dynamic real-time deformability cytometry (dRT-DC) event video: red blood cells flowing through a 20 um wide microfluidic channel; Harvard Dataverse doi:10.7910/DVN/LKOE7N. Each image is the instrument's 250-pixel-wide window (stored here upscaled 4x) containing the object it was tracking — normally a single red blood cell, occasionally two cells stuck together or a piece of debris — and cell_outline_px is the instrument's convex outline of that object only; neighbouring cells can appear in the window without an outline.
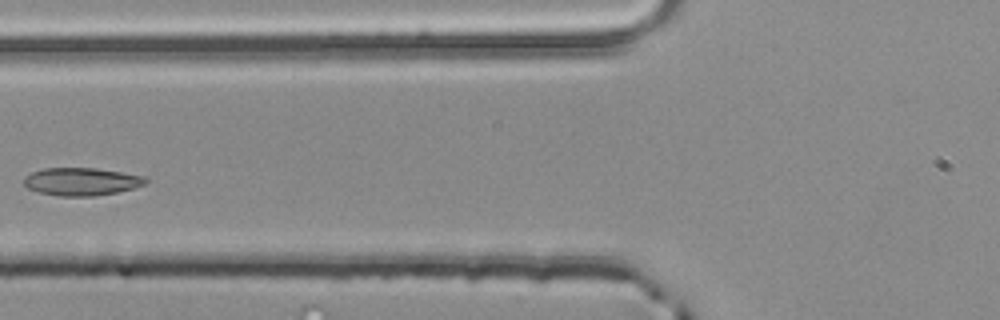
{"species": "common noctule bat (a hibernating species)", "species_latin": "Nyctalus noctula", "temperature_condition": "room temperature", "stored_images_in_passage": 3, "camera_frame_rate_fps": 3000, "um_per_image_px": 0.085, "animal": {"sex": "male", "body_mass_g": 20.4}, "frame": {"image": 1, "passage_image": 3, "time_ms": 0.667, "image_size_px": [1000, 320], "cell_outline_px": [[148, 180], [144, 184], [132, 188], [116, 192], [92, 196], [60, 196], [40, 192], [28, 188], [24, 184], [24, 176], [32, 172], [44, 168], [96, 168], [144, 176]], "centroid_in_image_um": [6.9, 15.43], "position_along_channel_um": 118.9, "area_um2": 19.48}}